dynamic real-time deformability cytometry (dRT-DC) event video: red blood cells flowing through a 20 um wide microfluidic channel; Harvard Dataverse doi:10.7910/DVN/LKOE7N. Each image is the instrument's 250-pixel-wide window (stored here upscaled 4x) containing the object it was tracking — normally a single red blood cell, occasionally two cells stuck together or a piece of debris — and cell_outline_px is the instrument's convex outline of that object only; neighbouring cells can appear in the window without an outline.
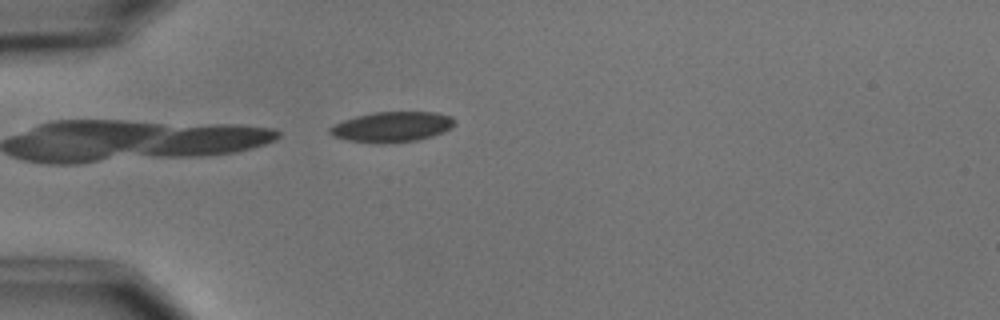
{"species": "common noctule bat (a hibernating species)", "species_latin": "Nyctalus noctula", "temperature_condition": "cold", "stored_images_in_passage": 6, "camera_frame_rate_fps": 3000, "um_per_image_px": 0.085, "animal": {"sex": "male", "body_mass_g": 15.6}, "frame": {"image": 1, "passage_image": 6, "time_ms": 1.667, "image_size_px": [1000, 320], "cell_outline_px": [[456, 120], [452, 128], [432, 136], [416, 140], [380, 144], [376, 144], [348, 140], [332, 136], [328, 132], [328, 128], [332, 124], [356, 116], [372, 112], [436, 112], [452, 116]], "centroid_in_image_um": [33.29, 10.78], "position_along_channel_um": 51.7, "area_um2": 22.25}}